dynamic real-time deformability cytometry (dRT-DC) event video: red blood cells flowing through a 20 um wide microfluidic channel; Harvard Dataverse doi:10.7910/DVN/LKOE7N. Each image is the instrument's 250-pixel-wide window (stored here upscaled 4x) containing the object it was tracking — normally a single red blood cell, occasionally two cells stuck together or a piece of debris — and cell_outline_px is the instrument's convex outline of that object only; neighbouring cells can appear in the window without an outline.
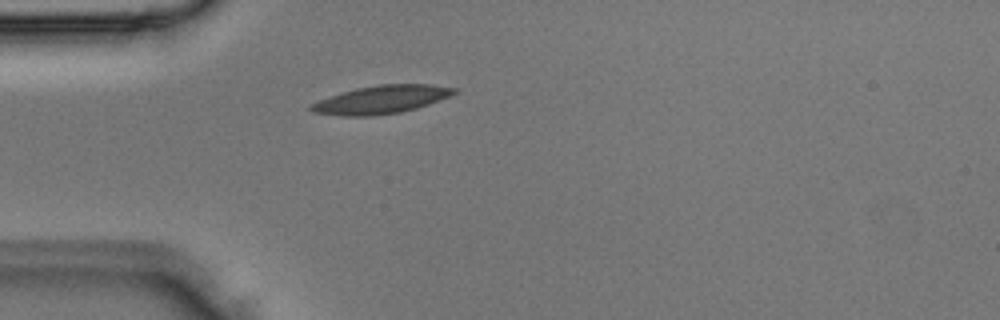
{"species": "Egyptian fruit bat (a non-hibernating species)", "species_latin": "Rousettus aegyptiacus", "temperature_condition": "room temperature", "stored_images_in_passage": 1, "camera_frame_rate_fps": 3000, "um_per_image_px": 0.085, "animal": {"sex": "male"}, "frame": {"image": 1, "passage_image": 1, "time_ms": 0.0, "image_size_px": [1000, 320], "cell_outline_px": [[460, 88], [456, 92], [448, 96], [428, 104], [416, 108], [400, 112], [372, 116], [344, 116], [312, 112], [308, 108], [308, 104], [328, 96], [356, 88], [380, 84], [432, 84]], "centroid_in_image_um": [32.37, 8.46], "position_along_channel_um": 52.6, "area_um2": 23.52}}